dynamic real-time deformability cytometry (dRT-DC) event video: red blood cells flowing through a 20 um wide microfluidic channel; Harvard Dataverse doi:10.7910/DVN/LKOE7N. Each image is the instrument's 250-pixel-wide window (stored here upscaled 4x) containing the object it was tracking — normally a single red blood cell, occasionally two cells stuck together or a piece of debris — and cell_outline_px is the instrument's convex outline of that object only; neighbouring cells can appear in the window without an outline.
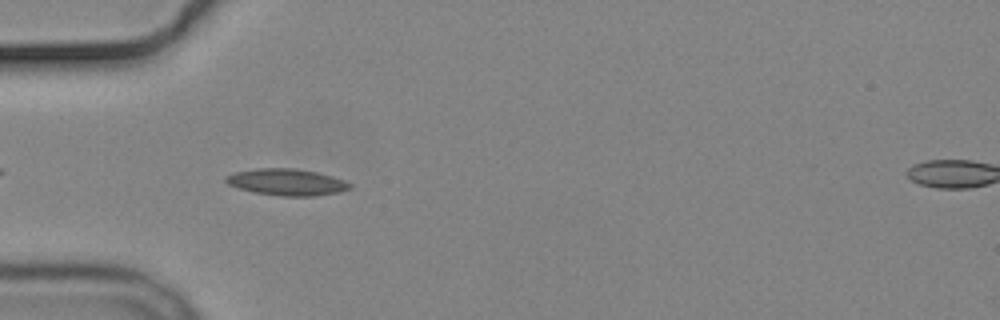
{"species": "common noctule bat (a hibernating species)", "species_latin": "Nyctalus noctula", "temperature_condition": "cold", "stored_images_in_passage": 10, "camera_frame_rate_fps": 3000, "um_per_image_px": 0.085, "animal": {"sex": "male", "body_mass_g": 19.2, "forearm_length_mm": 51.8}, "frame": {"image": 1, "passage_image": 5, "time_ms": 5.333, "image_size_px": [1000, 320], "cell_outline_px": [[352, 188], [340, 192], [312, 196], [280, 196], [252, 192], [228, 184], [224, 180], [224, 176], [236, 172], [256, 168], [296, 168], [316, 172], [332, 176], [344, 180], [352, 184]], "centroid_in_image_um": [24.38, 15.48], "position_along_channel_um": 60.6, "area_um2": 19.31}}
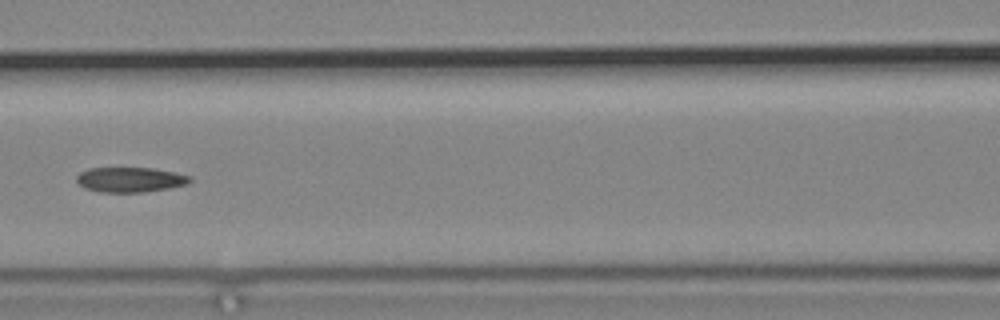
{"frame": {"image": 2, "passage_image": 7, "time_ms": 8.0, "image_size_px": [1000, 320], "cell_outline_px": [[192, 180], [188, 184], [168, 188], [140, 192], [100, 192], [84, 188], [76, 180], [76, 176], [80, 172], [88, 168], [152, 168], [192, 176]], "centroid_in_image_um": [11.05, 15.27], "position_along_channel_um": 155.5, "area_um2": 16.42}}
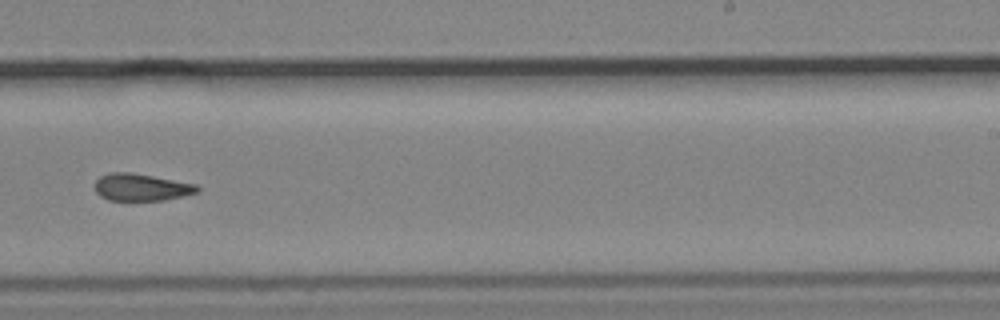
{"frame": {"image": 3, "passage_image": 10, "time_ms": 11.333, "image_size_px": [1000, 320], "cell_outline_px": [[200, 192], [184, 196], [164, 200], [108, 200], [100, 196], [96, 192], [96, 180], [100, 176], [108, 172], [128, 172], [152, 176], [196, 184], [200, 188]], "centroid_in_image_um": [12.02, 15.92], "position_along_channel_um": 277.0, "area_um2": 16.18}}